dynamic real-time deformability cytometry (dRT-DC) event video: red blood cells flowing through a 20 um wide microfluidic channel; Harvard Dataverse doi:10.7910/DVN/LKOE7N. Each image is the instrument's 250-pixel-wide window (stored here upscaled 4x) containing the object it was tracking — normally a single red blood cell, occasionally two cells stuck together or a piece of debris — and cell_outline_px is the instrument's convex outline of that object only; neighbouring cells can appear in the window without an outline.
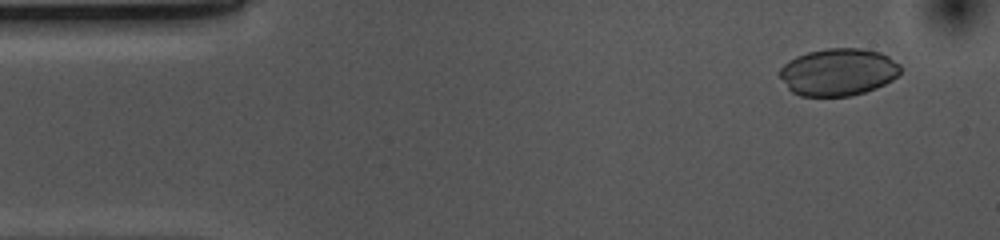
{"species": "common noctule bat (a hibernating species)", "species_latin": "Nyctalus noctula", "temperature_condition": "cold", "stored_images_in_passage": 52, "camera_frame_rate_fps": 3000, "um_per_image_px": 0.085, "animal": {"sex": "female", "body_mass_g": 10.0, "forearm_length_mm": 53.1}, "frame": {"image": 1, "passage_image": 3, "time_ms": 0.667, "image_size_px": [1000, 240], "cell_outline_px": [[904, 68], [892, 80], [876, 88], [864, 92], [848, 96], [800, 96], [792, 92], [788, 88], [780, 76], [780, 68], [788, 60], [796, 56], [808, 52], [828, 48], [860, 48], [880, 52], [888, 56], [900, 64]], "centroid_in_image_um": [71.26, 6.12], "position_along_channel_um": 13.7, "area_um2": 33.35}}
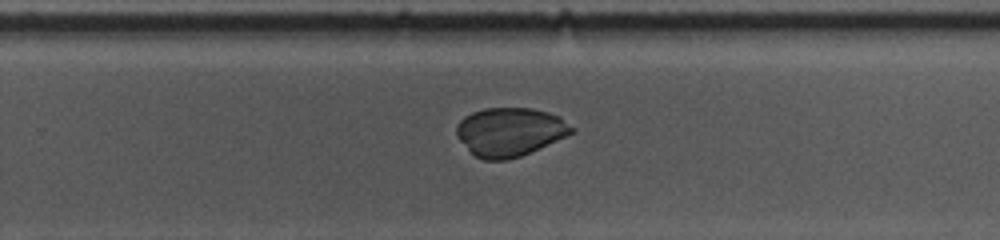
{"frame": {"image": 2, "passage_image": 32, "time_ms": 10.333, "image_size_px": [1000, 240], "cell_outline_px": [[576, 132], [568, 136], [520, 156], [508, 160], [484, 160], [476, 156], [456, 136], [456, 124], [464, 116], [472, 112], [484, 108], [532, 108], [548, 112], [560, 116], [576, 128]], "centroid_in_image_um": [43.38, 11.19], "position_along_channel_um": 286.4, "area_um2": 32.83}}
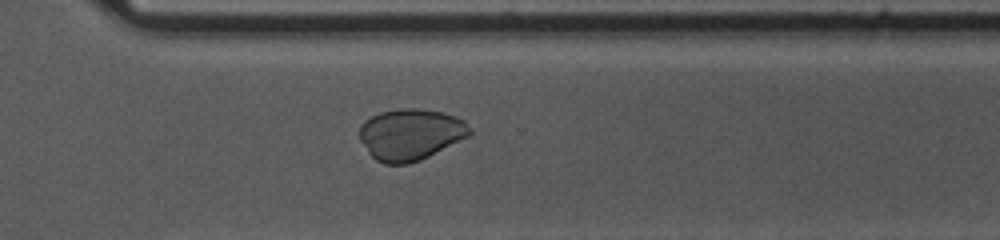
{"frame": {"image": 3, "passage_image": 36, "time_ms": 11.667, "image_size_px": [1000, 240], "cell_outline_px": [[472, 132], [468, 136], [420, 160], [408, 164], [384, 164], [376, 160], [368, 152], [360, 140], [360, 124], [364, 120], [380, 112], [400, 108], [416, 108], [440, 112], [456, 116], [464, 120], [472, 128]], "centroid_in_image_um": [34.88, 11.42], "position_along_channel_um": 335.7, "area_um2": 32.95}}